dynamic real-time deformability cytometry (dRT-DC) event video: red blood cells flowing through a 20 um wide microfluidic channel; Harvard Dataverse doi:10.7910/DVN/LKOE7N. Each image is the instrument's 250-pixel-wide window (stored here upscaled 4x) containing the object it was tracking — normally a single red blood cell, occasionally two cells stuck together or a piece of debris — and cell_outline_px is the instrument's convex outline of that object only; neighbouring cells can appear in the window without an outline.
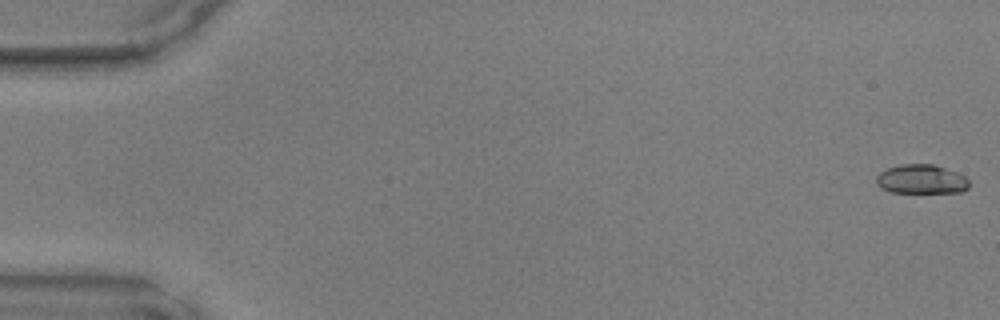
{"species": "common noctule bat (a hibernating species)", "species_latin": "Nyctalus noctula", "temperature_condition": "warm", "stored_images_in_passage": 49, "camera_frame_rate_fps": 3000, "um_per_image_px": 0.085, "animal": {"sex": "male", "body_mass_g": 17.9, "forearm_length_mm": 54.2}, "frame": {"image": 1, "passage_image": 1, "time_ms": 0.0, "image_size_px": [1000, 320], "cell_outline_px": [[968, 188], [960, 192], [892, 192], [880, 188], [876, 184], [876, 176], [880, 172], [888, 168], [900, 164], [932, 164], [956, 172], [964, 176], [968, 180]], "centroid_in_image_um": [78.28, 15.23], "position_along_channel_um": 6.7, "area_um2": 15.66}}
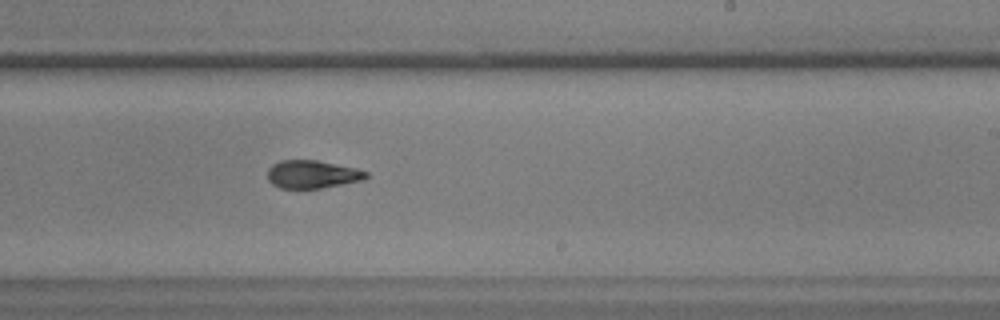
{"frame": {"image": 2, "passage_image": 30, "time_ms": 9.667, "image_size_px": [1000, 320], "cell_outline_px": [[368, 176], [364, 180], [320, 188], [280, 188], [272, 184], [268, 180], [268, 168], [272, 164], [280, 160], [316, 160], [356, 168], [368, 172]], "centroid_in_image_um": [26.53, 14.81], "position_along_channel_um": 262.5, "area_um2": 16.07}}
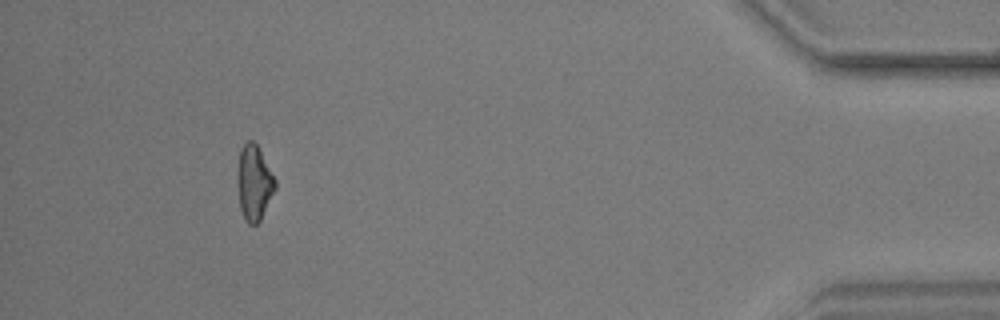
{"frame": {"image": 3, "passage_image": 45, "time_ms": 14.667, "image_size_px": [1000, 320], "cell_outline_px": [[276, 188], [260, 220], [256, 224], [248, 224], [244, 220], [240, 208], [236, 184], [236, 172], [240, 148], [248, 140], [252, 140], [256, 144], [276, 180]], "centroid_in_image_um": [21.56, 15.54], "position_along_channel_um": 413.6, "area_um2": 16.7}}